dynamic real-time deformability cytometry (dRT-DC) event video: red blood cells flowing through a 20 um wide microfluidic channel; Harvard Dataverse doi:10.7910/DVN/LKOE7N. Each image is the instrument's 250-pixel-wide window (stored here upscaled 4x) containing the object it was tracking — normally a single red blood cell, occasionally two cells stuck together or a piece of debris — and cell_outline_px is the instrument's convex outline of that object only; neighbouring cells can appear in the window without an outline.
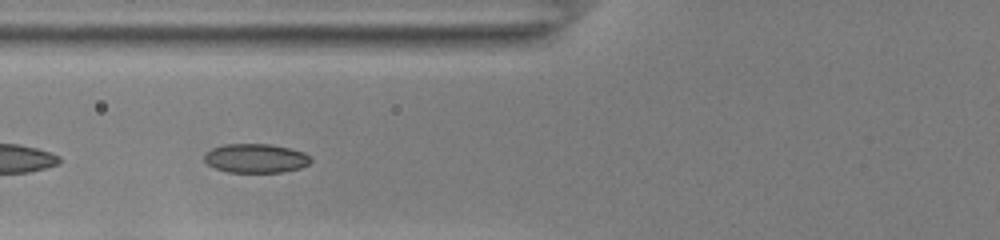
{"species": "common noctule bat (a hibernating species)", "species_latin": "Nyctalus noctula", "temperature_condition": "room temperature", "stored_images_in_passage": 9, "camera_frame_rate_fps": 3000, "um_per_image_px": 0.085, "animal": {"sex": "female", "body_mass_g": 22.0, "forearm_length_mm": 56.7}, "frame": {"image": 1, "passage_image": 4, "time_ms": 1.0, "image_size_px": [1000, 240], "cell_outline_px": [[312, 160], [308, 164], [300, 168], [284, 172], [228, 172], [216, 168], [208, 164], [204, 160], [204, 156], [212, 148], [224, 144], [268, 144], [288, 148], [304, 152]], "centroid_in_image_um": [21.74, 13.46], "position_along_channel_um": 104.1, "area_um2": 17.86}}
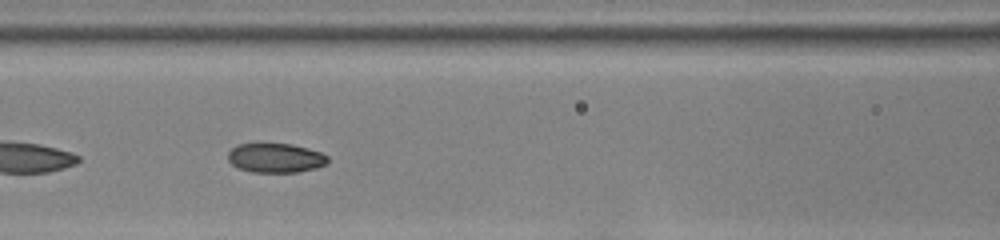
{"frame": {"image": 2, "passage_image": 7, "time_ms": 2.0, "image_size_px": [1000, 240], "cell_outline_px": [[328, 164], [316, 168], [296, 172], [252, 172], [240, 168], [232, 164], [228, 160], [228, 152], [236, 144], [292, 144], [308, 148], [320, 152], [328, 156]], "centroid_in_image_um": [23.44, 13.42], "position_along_channel_um": 143.2, "area_um2": 17.05}}